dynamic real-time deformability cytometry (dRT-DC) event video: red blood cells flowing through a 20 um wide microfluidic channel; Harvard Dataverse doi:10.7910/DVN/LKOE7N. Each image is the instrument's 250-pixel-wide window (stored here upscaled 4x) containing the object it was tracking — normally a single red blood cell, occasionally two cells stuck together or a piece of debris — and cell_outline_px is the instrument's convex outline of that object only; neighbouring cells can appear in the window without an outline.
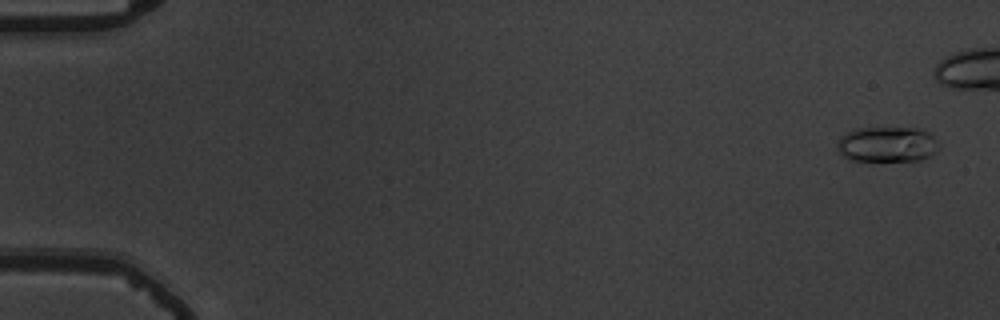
{"species": "common noctule bat (a hibernating species)", "species_latin": "Nyctalus noctula", "temperature_condition": "warm", "stored_images_in_passage": 18, "camera_frame_rate_fps": 3000, "um_per_image_px": 0.085, "animal": {"sex": "male", "body_mass_g": 19.5, "forearm_length_mm": 54.6}, "frame": {"image": 1, "passage_image": 3, "time_ms": 0.667, "image_size_px": [1000, 320], "cell_outline_px": [[940, 148], [936, 152], [920, 160], [848, 160], [836, 148], [836, 144], [840, 136], [856, 128], [920, 128], [928, 132], [940, 144]], "centroid_in_image_um": [75.41, 12.26], "position_along_channel_um": 9.6, "area_um2": 20.98}}